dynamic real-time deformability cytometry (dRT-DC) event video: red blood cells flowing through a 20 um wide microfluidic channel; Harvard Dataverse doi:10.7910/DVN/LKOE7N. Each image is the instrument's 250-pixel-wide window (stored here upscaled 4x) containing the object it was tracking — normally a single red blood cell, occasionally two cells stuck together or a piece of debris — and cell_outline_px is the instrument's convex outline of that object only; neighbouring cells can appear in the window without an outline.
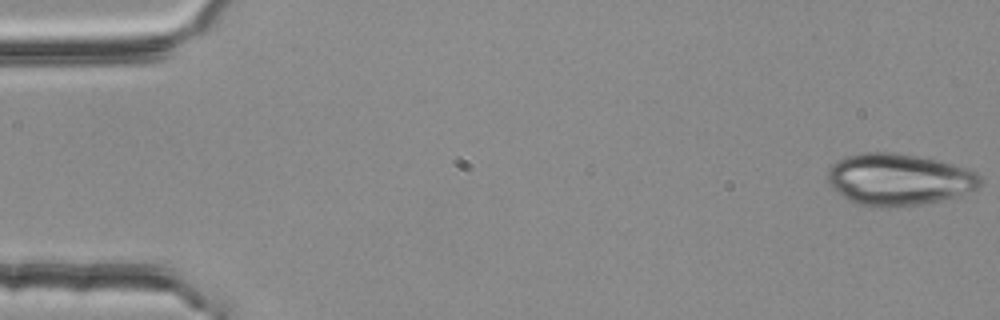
{"species": "common noctule bat (a hibernating species)", "species_latin": "Nyctalus noctula", "temperature_condition": "room temperature", "stored_images_in_passage": 53, "camera_frame_rate_fps": 3000, "um_per_image_px": 0.085, "animal": {"sex": "female", "body_mass_g": 25.1}, "frame": {"image": 1, "passage_image": 1, "time_ms": 0.0, "image_size_px": [1000, 320], "cell_outline_px": [[980, 184], [976, 188], [940, 200], [920, 204], [888, 208], [880, 208], [860, 204], [848, 200], [836, 192], [828, 184], [828, 168], [836, 160], [848, 156], [864, 152], [892, 152], [920, 156], [940, 160], [976, 172], [980, 176]], "centroid_in_image_um": [76.33, 15.24], "position_along_channel_um": 8.7, "area_um2": 45.89}}
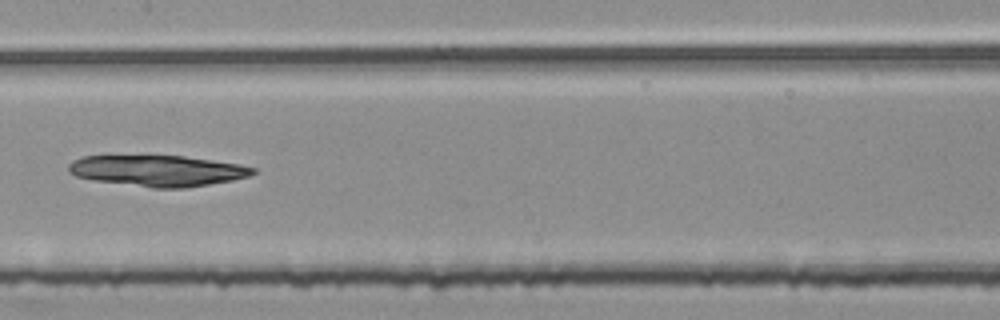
{"frame": {"image": 2, "passage_image": 27, "time_ms": 8.667, "image_size_px": [1000, 320], "cell_outline_px": [[256, 172], [248, 176], [232, 180], [184, 188], [152, 188], [96, 180], [76, 176], [68, 172], [68, 164], [72, 160], [84, 156], [184, 156], [240, 164], [256, 168]], "centroid_in_image_um": [13.4, 14.51], "position_along_channel_um": 194.0, "area_um2": 33.12}}
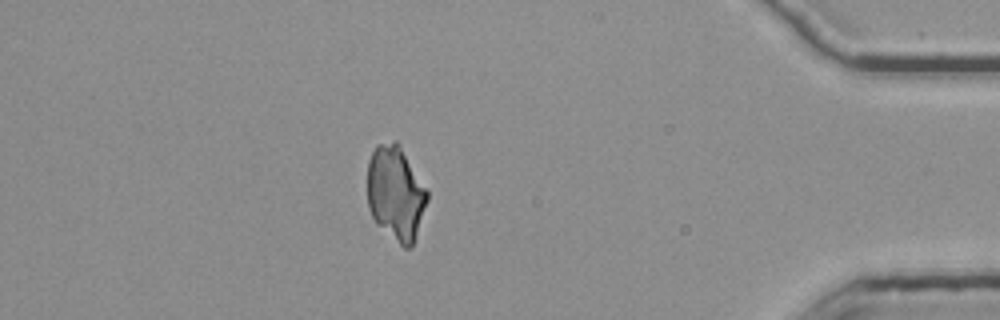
{"frame": {"image": 3, "passage_image": 47, "time_ms": 15.333, "image_size_px": [1000, 320], "cell_outline_px": [[428, 200], [412, 248], [404, 248], [372, 216], [368, 208], [368, 160], [376, 144], [392, 140], [396, 140], [428, 192]], "centroid_in_image_um": [33.63, 16.39], "position_along_channel_um": 401.6, "area_um2": 32.37}}